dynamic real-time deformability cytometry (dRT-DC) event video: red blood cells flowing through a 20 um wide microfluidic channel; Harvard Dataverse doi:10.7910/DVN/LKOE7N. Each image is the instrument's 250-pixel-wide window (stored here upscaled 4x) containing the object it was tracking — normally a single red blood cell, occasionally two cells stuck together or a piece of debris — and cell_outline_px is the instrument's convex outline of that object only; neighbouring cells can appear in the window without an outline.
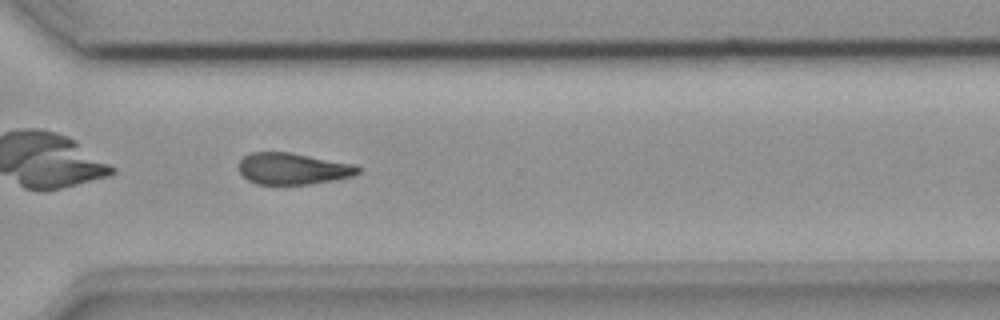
{"species": "common noctule bat (a hibernating species)", "species_latin": "Nyctalus noctula", "temperature_condition": "room temperature", "stored_images_in_passage": 41, "camera_frame_rate_fps": 3000, "um_per_image_px": 0.085, "animal": {"sex": "female", "body_mass_g": 18.4}, "frame": {"image": 1, "passage_image": 30, "time_ms": 9.667, "image_size_px": [1000, 320], "cell_outline_px": [[360, 172], [352, 176], [332, 180], [308, 184], [256, 184], [248, 180], [240, 172], [240, 160], [244, 156], [252, 152], [288, 152], [356, 164], [360, 168]], "centroid_in_image_um": [24.91, 14.33], "position_along_channel_um": 345.7, "area_um2": 21.73}}
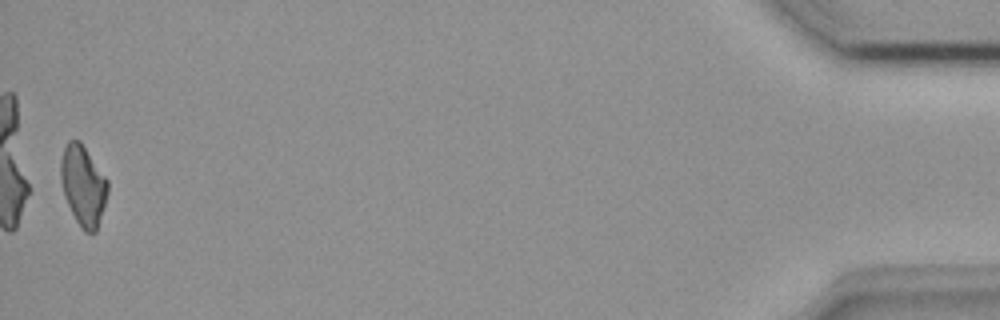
{"frame": {"image": 2, "passage_image": 41, "time_ms": 13.333, "image_size_px": [1000, 320], "cell_outline_px": [[108, 192], [96, 232], [84, 232], [76, 220], [68, 204], [60, 180], [60, 160], [64, 148], [68, 140], [80, 140], [108, 180]], "centroid_in_image_um": [7.06, 15.74], "position_along_channel_um": 428.1, "area_um2": 21.79}}